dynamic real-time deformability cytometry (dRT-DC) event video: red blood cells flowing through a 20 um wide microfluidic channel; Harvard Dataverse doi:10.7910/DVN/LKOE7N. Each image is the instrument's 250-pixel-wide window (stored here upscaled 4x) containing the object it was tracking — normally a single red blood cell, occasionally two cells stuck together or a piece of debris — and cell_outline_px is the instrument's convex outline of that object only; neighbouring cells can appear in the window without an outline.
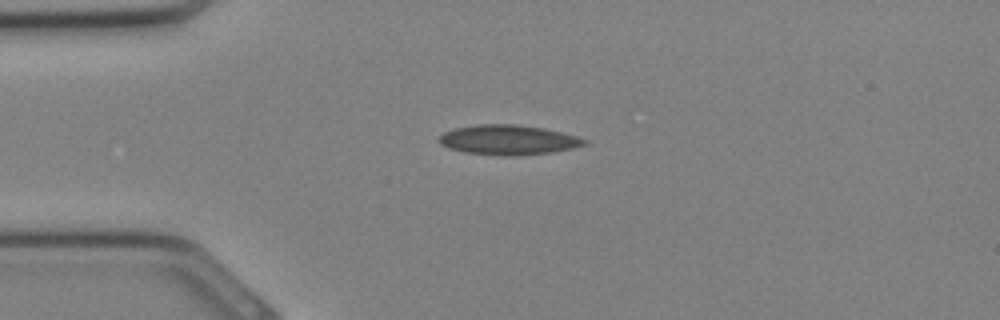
{"species": "Egyptian fruit bat (a non-hibernating species)", "species_latin": "Rousettus aegyptiacus", "temperature_condition": "cold", "stored_images_in_passage": 25, "camera_frame_rate_fps": 3000, "um_per_image_px": 0.085, "animal": {"sex": "female"}, "frame": {"image": 1, "passage_image": 1, "time_ms": 0.0, "image_size_px": [1000, 320], "cell_outline_px": [[588, 144], [572, 148], [552, 152], [516, 156], [500, 156], [464, 152], [448, 148], [440, 144], [436, 140], [444, 132], [456, 128], [480, 124], [516, 124], [544, 128], [576, 136], [588, 140]], "centroid_in_image_um": [43.19, 11.9], "position_along_channel_um": 41.8, "area_um2": 25.37}}
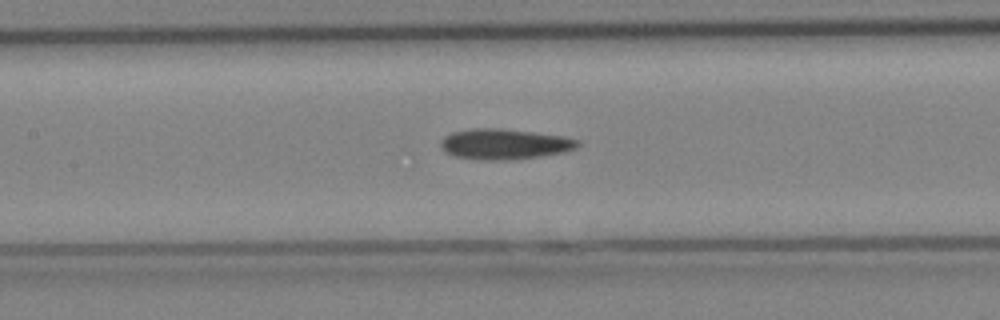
{"frame": {"image": 2, "passage_image": 8, "time_ms": 2.333, "image_size_px": [1000, 320], "cell_outline_px": [[580, 144], [576, 148], [564, 152], [540, 156], [500, 160], [480, 160], [456, 156], [444, 152], [440, 144], [440, 140], [444, 136], [452, 132], [472, 128], [500, 128], [564, 136], [580, 140]], "centroid_in_image_um": [42.86, 12.24], "position_along_channel_um": 164.5, "area_um2": 24.33}}
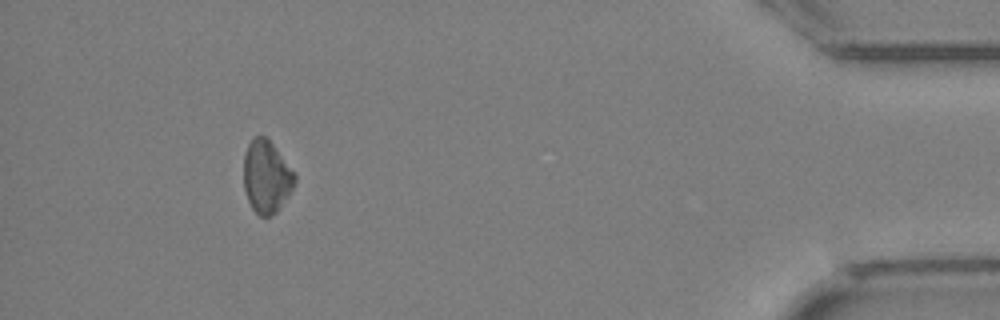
{"frame": {"image": 3, "passage_image": 23, "time_ms": 7.333, "image_size_px": [1000, 320], "cell_outline_px": [[296, 180], [288, 196], [276, 212], [268, 216], [260, 216], [252, 208], [248, 200], [244, 188], [244, 152], [248, 144], [256, 136], [264, 136], [272, 144], [296, 172]], "centroid_in_image_um": [22.65, 15.02], "position_along_channel_um": 412.5, "area_um2": 21.44}}